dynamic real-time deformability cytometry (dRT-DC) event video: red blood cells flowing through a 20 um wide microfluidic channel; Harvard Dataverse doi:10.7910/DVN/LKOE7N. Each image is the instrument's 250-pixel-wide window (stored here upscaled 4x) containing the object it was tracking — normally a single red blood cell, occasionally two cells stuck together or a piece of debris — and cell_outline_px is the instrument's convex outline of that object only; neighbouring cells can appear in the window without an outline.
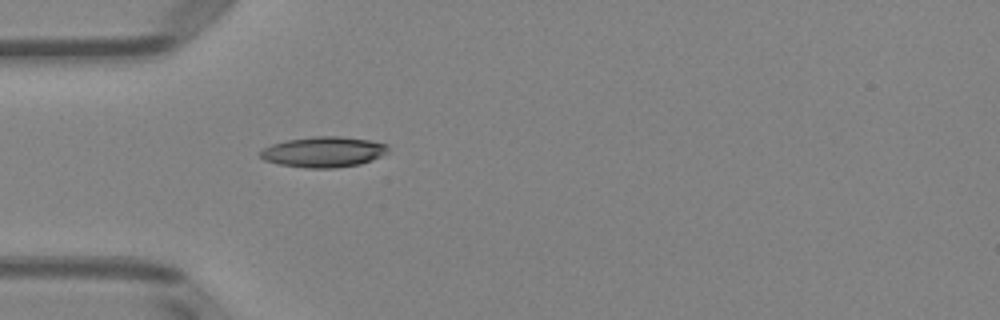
{"species": "Egyptian fruit bat (a non-hibernating species)", "species_latin": "Rousettus aegyptiacus", "temperature_condition": "room temperature", "stored_images_in_passage": 36, "camera_frame_rate_fps": 3000, "um_per_image_px": 0.085, "animal": {"sex": "female"}, "frame": {"image": 1, "passage_image": 1, "time_ms": 0.0, "image_size_px": [1000, 320], "cell_outline_px": [[388, 152], [372, 160], [360, 164], [336, 168], [304, 168], [280, 164], [264, 160], [260, 156], [260, 152], [264, 148], [272, 144], [288, 140], [312, 136], [340, 136], [368, 140], [388, 144]], "centroid_in_image_um": [27.51, 12.91], "position_along_channel_um": 57.5, "area_um2": 22.72}}
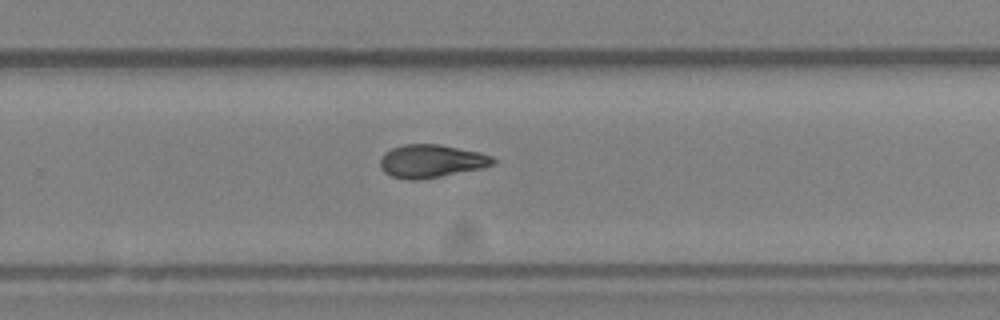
{"frame": {"image": 2, "passage_image": 19, "time_ms": 6.0, "image_size_px": [1000, 320], "cell_outline_px": [[496, 164], [484, 168], [420, 180], [408, 180], [392, 176], [384, 172], [380, 168], [380, 160], [384, 152], [392, 148], [404, 144], [440, 144], [480, 152], [492, 156], [496, 160]], "centroid_in_image_um": [36.68, 13.7], "position_along_channel_um": 293.1, "area_um2": 22.02}}
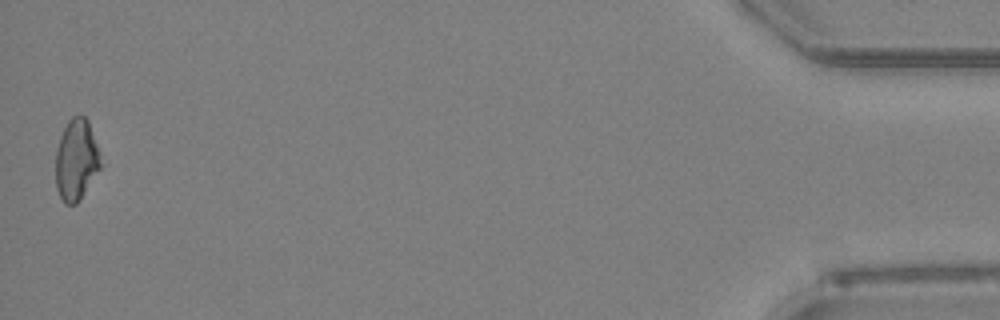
{"frame": {"image": 3, "passage_image": 36, "time_ms": 11.667, "image_size_px": [1000, 320], "cell_outline_px": [[100, 168], [80, 200], [76, 204], [64, 204], [56, 188], [56, 148], [60, 136], [68, 120], [72, 116], [80, 112], [88, 120], [100, 156]], "centroid_in_image_um": [6.46, 13.57], "position_along_channel_um": 428.7, "area_um2": 21.27}, "authors_computed_cell_mechanics": {"area_um2": 21.6461, "velocity_mm_per_s": 4.0191, "shape_relaxation_time_tau1_ms": null, "shape_relaxation_time_tau2_ms": 3.2417, "deformation_change_tau1": null, "deformation_change_tau2": 0.1033}}